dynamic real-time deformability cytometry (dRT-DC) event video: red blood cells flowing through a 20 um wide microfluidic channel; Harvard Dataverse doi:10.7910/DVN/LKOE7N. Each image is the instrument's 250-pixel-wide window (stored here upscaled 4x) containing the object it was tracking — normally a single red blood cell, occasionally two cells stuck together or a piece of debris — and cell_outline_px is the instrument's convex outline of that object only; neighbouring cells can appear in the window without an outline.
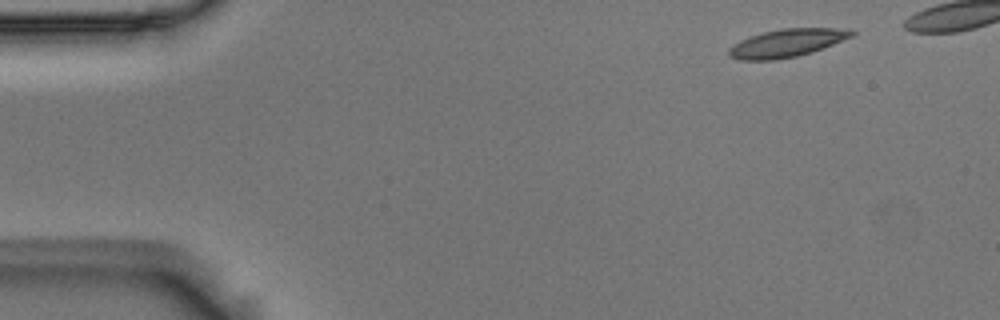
{"species": "Egyptian fruit bat (a non-hibernating species)", "species_latin": "Rousettus aegyptiacus", "temperature_condition": "room temperature", "stored_images_in_passage": 12, "camera_frame_rate_fps": 3000, "um_per_image_px": 0.085, "animal": {"sex": "male"}, "frame": {"image": 1, "passage_image": 1, "time_ms": 0.0, "image_size_px": [1000, 320], "cell_outline_px": [[844, 36], [828, 44], [804, 52], [788, 56], [740, 56], [776, 32], [840, 32]], "centroid_in_image_um": [67.33, 3.69], "position_along_channel_um": 17.7, "area_um2": 11.39}}